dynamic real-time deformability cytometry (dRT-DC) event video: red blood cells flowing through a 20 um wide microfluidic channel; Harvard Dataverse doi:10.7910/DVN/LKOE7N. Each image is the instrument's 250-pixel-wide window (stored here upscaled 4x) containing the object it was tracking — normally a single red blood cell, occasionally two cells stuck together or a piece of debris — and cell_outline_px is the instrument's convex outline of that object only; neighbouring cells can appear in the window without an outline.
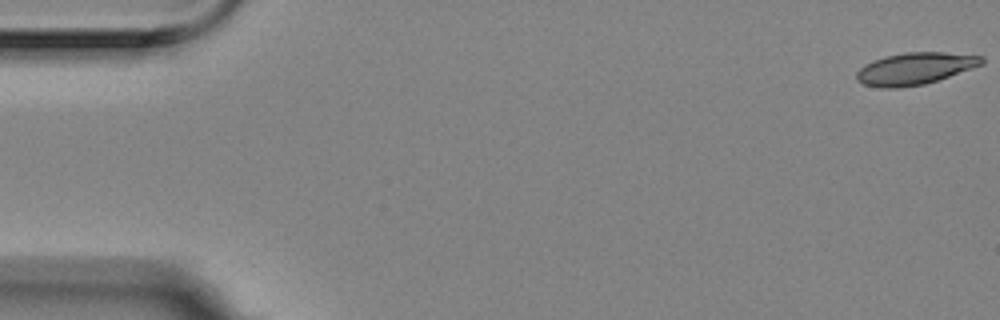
{"species": "Egyptian fruit bat (a non-hibernating species)", "species_latin": "Rousettus aegyptiacus", "temperature_condition": "room temperature", "stored_images_in_passage": 4, "camera_frame_rate_fps": 3000, "um_per_image_px": 0.085, "animal": {"sex": "female"}, "frame": {"image": 1, "passage_image": 1, "time_ms": 0.0, "image_size_px": [1000, 320], "cell_outline_px": [[984, 64], [924, 84], [896, 88], [880, 88], [864, 84], [856, 80], [856, 72], [864, 64], [872, 60], [884, 56], [904, 52], [944, 52], [984, 56]], "centroid_in_image_um": [77.74, 5.82], "position_along_channel_um": 7.3, "area_um2": 23.35}}
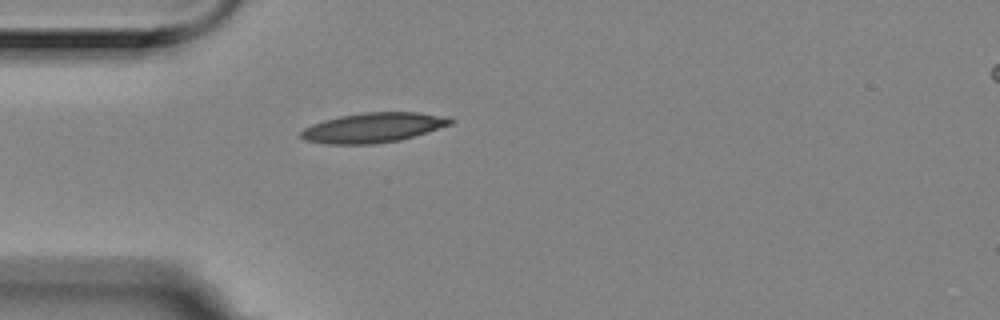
{"frame": {"image": 2, "passage_image": 4, "time_ms": 1.0, "image_size_px": [1000, 320], "cell_outline_px": [[452, 124], [428, 132], [400, 140], [372, 144], [328, 144], [304, 140], [300, 136], [300, 132], [304, 128], [312, 124], [324, 120], [340, 116], [360, 112], [420, 112], [448, 116], [452, 120]], "centroid_in_image_um": [31.73, 10.84], "position_along_channel_um": 53.3, "area_um2": 26.07}}